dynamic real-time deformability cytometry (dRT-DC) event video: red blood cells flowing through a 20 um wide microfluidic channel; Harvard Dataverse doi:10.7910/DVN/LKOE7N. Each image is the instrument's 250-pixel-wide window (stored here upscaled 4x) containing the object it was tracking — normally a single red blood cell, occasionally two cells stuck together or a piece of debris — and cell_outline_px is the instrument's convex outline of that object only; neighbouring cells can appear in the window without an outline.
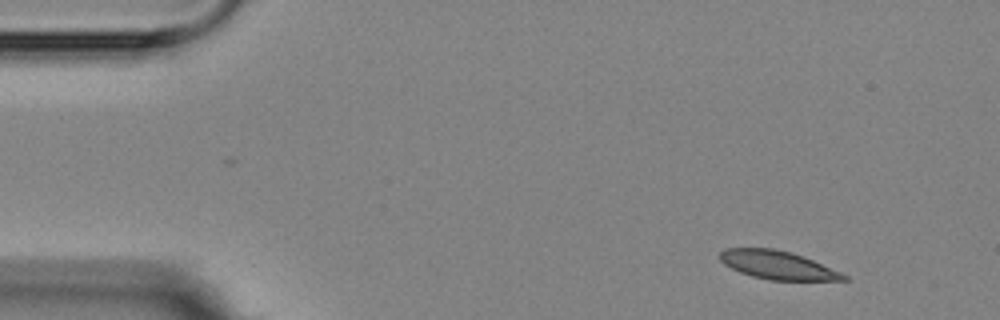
{"species": "Egyptian fruit bat (a non-hibernating species)", "species_latin": "Rousettus aegyptiacus", "temperature_condition": "room temperature", "stored_images_in_passage": 4, "camera_frame_rate_fps": 3000, "um_per_image_px": 0.085, "animal": {"sex": "female"}, "frame": {"image": 1, "passage_image": 1, "time_ms": 0.0, "image_size_px": [1000, 320], "cell_outline_px": [[848, 280], [768, 280], [752, 276], [740, 272], [724, 264], [720, 260], [720, 252], [724, 248], [776, 248], [792, 252], [812, 260], [840, 272], [848, 276]], "centroid_in_image_um": [66.07, 22.52], "position_along_channel_um": 18.9, "area_um2": 20.35}}
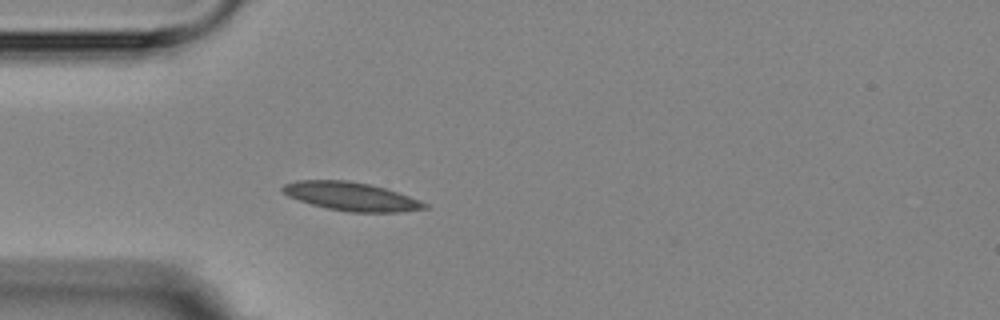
{"frame": {"image": 2, "passage_image": 4, "time_ms": 3.333, "image_size_px": [1000, 320], "cell_outline_px": [[428, 208], [400, 212], [348, 212], [328, 208], [312, 204], [288, 196], [280, 188], [284, 184], [296, 180], [348, 180], [368, 184], [384, 188], [408, 196], [428, 204]], "centroid_in_image_um": [29.83, 16.69], "position_along_channel_um": 55.2, "area_um2": 23.29}}